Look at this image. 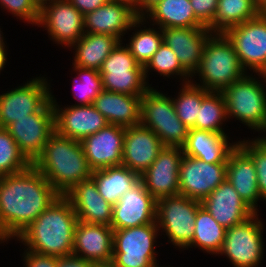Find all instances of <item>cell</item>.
I'll list each match as a JSON object with an SVG mask.
<instances>
[{
	"label": "cell",
	"instance_id": "6da1fadb",
	"mask_svg": "<svg viewBox=\"0 0 266 267\" xmlns=\"http://www.w3.org/2000/svg\"><path fill=\"white\" fill-rule=\"evenodd\" d=\"M59 196L32 164L24 171L0 176V236L7 243L15 239Z\"/></svg>",
	"mask_w": 266,
	"mask_h": 267
},
{
	"label": "cell",
	"instance_id": "7a4b0ae2",
	"mask_svg": "<svg viewBox=\"0 0 266 267\" xmlns=\"http://www.w3.org/2000/svg\"><path fill=\"white\" fill-rule=\"evenodd\" d=\"M78 222L70 200L60 195L15 239L42 255L63 257L73 254L74 232Z\"/></svg>",
	"mask_w": 266,
	"mask_h": 267
},
{
	"label": "cell",
	"instance_id": "3957f363",
	"mask_svg": "<svg viewBox=\"0 0 266 267\" xmlns=\"http://www.w3.org/2000/svg\"><path fill=\"white\" fill-rule=\"evenodd\" d=\"M32 165L60 195H65L79 182L91 178L93 171L88 165L81 142L56 131Z\"/></svg>",
	"mask_w": 266,
	"mask_h": 267
},
{
	"label": "cell",
	"instance_id": "277c9868",
	"mask_svg": "<svg viewBox=\"0 0 266 267\" xmlns=\"http://www.w3.org/2000/svg\"><path fill=\"white\" fill-rule=\"evenodd\" d=\"M246 72L238 59L231 41L224 33H213L205 44L201 64L194 76L199 82L194 84L207 91L222 92Z\"/></svg>",
	"mask_w": 266,
	"mask_h": 267
},
{
	"label": "cell",
	"instance_id": "5b68a950",
	"mask_svg": "<svg viewBox=\"0 0 266 267\" xmlns=\"http://www.w3.org/2000/svg\"><path fill=\"white\" fill-rule=\"evenodd\" d=\"M250 75L246 73L222 91L227 118L242 121L251 130L266 132V74H259L262 81Z\"/></svg>",
	"mask_w": 266,
	"mask_h": 267
},
{
	"label": "cell",
	"instance_id": "8992f818",
	"mask_svg": "<svg viewBox=\"0 0 266 267\" xmlns=\"http://www.w3.org/2000/svg\"><path fill=\"white\" fill-rule=\"evenodd\" d=\"M150 87L141 97L140 124L154 131L165 147L182 148L188 127L177 117L172 96Z\"/></svg>",
	"mask_w": 266,
	"mask_h": 267
},
{
	"label": "cell",
	"instance_id": "52a82bcc",
	"mask_svg": "<svg viewBox=\"0 0 266 267\" xmlns=\"http://www.w3.org/2000/svg\"><path fill=\"white\" fill-rule=\"evenodd\" d=\"M100 75L103 90L142 96L150 87L141 66L120 41L104 60Z\"/></svg>",
	"mask_w": 266,
	"mask_h": 267
},
{
	"label": "cell",
	"instance_id": "ba28073f",
	"mask_svg": "<svg viewBox=\"0 0 266 267\" xmlns=\"http://www.w3.org/2000/svg\"><path fill=\"white\" fill-rule=\"evenodd\" d=\"M159 233L157 223L114 230L111 264L114 267H151L157 262L154 247Z\"/></svg>",
	"mask_w": 266,
	"mask_h": 267
},
{
	"label": "cell",
	"instance_id": "9c48e42d",
	"mask_svg": "<svg viewBox=\"0 0 266 267\" xmlns=\"http://www.w3.org/2000/svg\"><path fill=\"white\" fill-rule=\"evenodd\" d=\"M200 206L201 201L180 194L157 200V226L176 248L183 250L192 242Z\"/></svg>",
	"mask_w": 266,
	"mask_h": 267
},
{
	"label": "cell",
	"instance_id": "30bf717a",
	"mask_svg": "<svg viewBox=\"0 0 266 267\" xmlns=\"http://www.w3.org/2000/svg\"><path fill=\"white\" fill-rule=\"evenodd\" d=\"M257 213L226 230L218 255H225L234 267H258L262 263L264 225Z\"/></svg>",
	"mask_w": 266,
	"mask_h": 267
},
{
	"label": "cell",
	"instance_id": "8fae6325",
	"mask_svg": "<svg viewBox=\"0 0 266 267\" xmlns=\"http://www.w3.org/2000/svg\"><path fill=\"white\" fill-rule=\"evenodd\" d=\"M47 77L31 78L24 85L0 94V127L7 128L15 119L39 112L52 98Z\"/></svg>",
	"mask_w": 266,
	"mask_h": 267
},
{
	"label": "cell",
	"instance_id": "7c38bea8",
	"mask_svg": "<svg viewBox=\"0 0 266 267\" xmlns=\"http://www.w3.org/2000/svg\"><path fill=\"white\" fill-rule=\"evenodd\" d=\"M224 34L231 41L246 72L249 69L258 76L266 74V18L257 15Z\"/></svg>",
	"mask_w": 266,
	"mask_h": 267
},
{
	"label": "cell",
	"instance_id": "4fadbf2b",
	"mask_svg": "<svg viewBox=\"0 0 266 267\" xmlns=\"http://www.w3.org/2000/svg\"><path fill=\"white\" fill-rule=\"evenodd\" d=\"M19 150L33 163L42 153L45 144L55 132V119L50 100L39 112L29 114L6 128Z\"/></svg>",
	"mask_w": 266,
	"mask_h": 267
},
{
	"label": "cell",
	"instance_id": "5bb4252c",
	"mask_svg": "<svg viewBox=\"0 0 266 267\" xmlns=\"http://www.w3.org/2000/svg\"><path fill=\"white\" fill-rule=\"evenodd\" d=\"M42 26L52 41L67 48L85 33L84 15L67 0H51L40 8L38 27Z\"/></svg>",
	"mask_w": 266,
	"mask_h": 267
},
{
	"label": "cell",
	"instance_id": "9a60e30c",
	"mask_svg": "<svg viewBox=\"0 0 266 267\" xmlns=\"http://www.w3.org/2000/svg\"><path fill=\"white\" fill-rule=\"evenodd\" d=\"M227 163H207L183 155L179 170V194L202 201L226 180Z\"/></svg>",
	"mask_w": 266,
	"mask_h": 267
},
{
	"label": "cell",
	"instance_id": "2e32d148",
	"mask_svg": "<svg viewBox=\"0 0 266 267\" xmlns=\"http://www.w3.org/2000/svg\"><path fill=\"white\" fill-rule=\"evenodd\" d=\"M180 147H164L150 167L141 174L146 190L156 199L179 194Z\"/></svg>",
	"mask_w": 266,
	"mask_h": 267
},
{
	"label": "cell",
	"instance_id": "e0dca14e",
	"mask_svg": "<svg viewBox=\"0 0 266 267\" xmlns=\"http://www.w3.org/2000/svg\"><path fill=\"white\" fill-rule=\"evenodd\" d=\"M156 210L157 200L140 181L113 205L110 226L118 230L156 223Z\"/></svg>",
	"mask_w": 266,
	"mask_h": 267
},
{
	"label": "cell",
	"instance_id": "ac0fdd59",
	"mask_svg": "<svg viewBox=\"0 0 266 267\" xmlns=\"http://www.w3.org/2000/svg\"><path fill=\"white\" fill-rule=\"evenodd\" d=\"M54 97L52 95L51 101L54 109L55 131L62 136L81 141L109 124L92 104L67 105L63 109L57 105Z\"/></svg>",
	"mask_w": 266,
	"mask_h": 267
},
{
	"label": "cell",
	"instance_id": "d6986e66",
	"mask_svg": "<svg viewBox=\"0 0 266 267\" xmlns=\"http://www.w3.org/2000/svg\"><path fill=\"white\" fill-rule=\"evenodd\" d=\"M125 127L108 124L80 142L92 170L122 163Z\"/></svg>",
	"mask_w": 266,
	"mask_h": 267
},
{
	"label": "cell",
	"instance_id": "ffe728a7",
	"mask_svg": "<svg viewBox=\"0 0 266 267\" xmlns=\"http://www.w3.org/2000/svg\"><path fill=\"white\" fill-rule=\"evenodd\" d=\"M163 42L176 54L182 67L193 76L198 70L206 42L213 34L207 27L162 29Z\"/></svg>",
	"mask_w": 266,
	"mask_h": 267
},
{
	"label": "cell",
	"instance_id": "44dd1931",
	"mask_svg": "<svg viewBox=\"0 0 266 267\" xmlns=\"http://www.w3.org/2000/svg\"><path fill=\"white\" fill-rule=\"evenodd\" d=\"M113 232L111 226L78 221L74 232L73 254L96 265L111 264Z\"/></svg>",
	"mask_w": 266,
	"mask_h": 267
},
{
	"label": "cell",
	"instance_id": "7402d4cb",
	"mask_svg": "<svg viewBox=\"0 0 266 267\" xmlns=\"http://www.w3.org/2000/svg\"><path fill=\"white\" fill-rule=\"evenodd\" d=\"M164 147L157 134L151 129L141 124L127 127L121 165L141 175L150 167Z\"/></svg>",
	"mask_w": 266,
	"mask_h": 267
},
{
	"label": "cell",
	"instance_id": "603a6c76",
	"mask_svg": "<svg viewBox=\"0 0 266 267\" xmlns=\"http://www.w3.org/2000/svg\"><path fill=\"white\" fill-rule=\"evenodd\" d=\"M201 206L226 229L245 221L255 213L227 180L204 198Z\"/></svg>",
	"mask_w": 266,
	"mask_h": 267
},
{
	"label": "cell",
	"instance_id": "cb8c5ba5",
	"mask_svg": "<svg viewBox=\"0 0 266 267\" xmlns=\"http://www.w3.org/2000/svg\"><path fill=\"white\" fill-rule=\"evenodd\" d=\"M138 18L130 6L109 0L95 11L84 15V32L108 34L122 41L123 36L130 31L131 25Z\"/></svg>",
	"mask_w": 266,
	"mask_h": 267
},
{
	"label": "cell",
	"instance_id": "d4e9b609",
	"mask_svg": "<svg viewBox=\"0 0 266 267\" xmlns=\"http://www.w3.org/2000/svg\"><path fill=\"white\" fill-rule=\"evenodd\" d=\"M65 196L70 200L78 221L110 226L113 205L99 194L92 178L79 182Z\"/></svg>",
	"mask_w": 266,
	"mask_h": 267
},
{
	"label": "cell",
	"instance_id": "484cf974",
	"mask_svg": "<svg viewBox=\"0 0 266 267\" xmlns=\"http://www.w3.org/2000/svg\"><path fill=\"white\" fill-rule=\"evenodd\" d=\"M226 180L254 212L259 211L257 202L262 198L258 189L255 164L238 144L228 155Z\"/></svg>",
	"mask_w": 266,
	"mask_h": 267
},
{
	"label": "cell",
	"instance_id": "4316f807",
	"mask_svg": "<svg viewBox=\"0 0 266 267\" xmlns=\"http://www.w3.org/2000/svg\"><path fill=\"white\" fill-rule=\"evenodd\" d=\"M141 97L103 90L92 105L109 124L127 128L140 124Z\"/></svg>",
	"mask_w": 266,
	"mask_h": 267
},
{
	"label": "cell",
	"instance_id": "83f0119b",
	"mask_svg": "<svg viewBox=\"0 0 266 267\" xmlns=\"http://www.w3.org/2000/svg\"><path fill=\"white\" fill-rule=\"evenodd\" d=\"M228 138L225 133L191 128L182 147L183 154L207 163H227L228 155L238 144V141L230 143Z\"/></svg>",
	"mask_w": 266,
	"mask_h": 267
},
{
	"label": "cell",
	"instance_id": "f1b7e54d",
	"mask_svg": "<svg viewBox=\"0 0 266 267\" xmlns=\"http://www.w3.org/2000/svg\"><path fill=\"white\" fill-rule=\"evenodd\" d=\"M99 194L111 205H115L126 191L141 181V175L124 165L105 167L92 171Z\"/></svg>",
	"mask_w": 266,
	"mask_h": 267
},
{
	"label": "cell",
	"instance_id": "f546056e",
	"mask_svg": "<svg viewBox=\"0 0 266 267\" xmlns=\"http://www.w3.org/2000/svg\"><path fill=\"white\" fill-rule=\"evenodd\" d=\"M120 40L108 34L84 33L71 47L74 49L73 66L100 71L104 60Z\"/></svg>",
	"mask_w": 266,
	"mask_h": 267
},
{
	"label": "cell",
	"instance_id": "4dcf8cb0",
	"mask_svg": "<svg viewBox=\"0 0 266 267\" xmlns=\"http://www.w3.org/2000/svg\"><path fill=\"white\" fill-rule=\"evenodd\" d=\"M142 18L161 29L204 27L196 18L190 0H161ZM147 18V19H146ZM153 23V24H152Z\"/></svg>",
	"mask_w": 266,
	"mask_h": 267
},
{
	"label": "cell",
	"instance_id": "1f68e13d",
	"mask_svg": "<svg viewBox=\"0 0 266 267\" xmlns=\"http://www.w3.org/2000/svg\"><path fill=\"white\" fill-rule=\"evenodd\" d=\"M226 230L204 207L200 206L195 217L193 240L185 249L194 246L211 255L218 254L222 248Z\"/></svg>",
	"mask_w": 266,
	"mask_h": 267
},
{
	"label": "cell",
	"instance_id": "d6a6232c",
	"mask_svg": "<svg viewBox=\"0 0 266 267\" xmlns=\"http://www.w3.org/2000/svg\"><path fill=\"white\" fill-rule=\"evenodd\" d=\"M257 15V0H218L217 11L213 18V33H225L228 29Z\"/></svg>",
	"mask_w": 266,
	"mask_h": 267
},
{
	"label": "cell",
	"instance_id": "836d02e7",
	"mask_svg": "<svg viewBox=\"0 0 266 267\" xmlns=\"http://www.w3.org/2000/svg\"><path fill=\"white\" fill-rule=\"evenodd\" d=\"M144 21V18L139 17L131 25L130 31L133 29L134 31H137L133 32L129 39L130 42L126 44L130 53L141 66H145L148 63L163 42L162 29L159 27L155 28V26L151 28L149 26L148 28L143 29L141 28L142 25L146 24ZM136 27H140L141 29L138 30Z\"/></svg>",
	"mask_w": 266,
	"mask_h": 267
},
{
	"label": "cell",
	"instance_id": "e575fe53",
	"mask_svg": "<svg viewBox=\"0 0 266 267\" xmlns=\"http://www.w3.org/2000/svg\"><path fill=\"white\" fill-rule=\"evenodd\" d=\"M226 120L228 121L227 110L222 92L210 91L202 99L193 128L215 133H225L222 125Z\"/></svg>",
	"mask_w": 266,
	"mask_h": 267
},
{
	"label": "cell",
	"instance_id": "d590c367",
	"mask_svg": "<svg viewBox=\"0 0 266 267\" xmlns=\"http://www.w3.org/2000/svg\"><path fill=\"white\" fill-rule=\"evenodd\" d=\"M182 88L177 94V98H172V102L181 122L191 129L195 126L196 117L202 104V99L210 92L194 82L181 83ZM179 95V96H178Z\"/></svg>",
	"mask_w": 266,
	"mask_h": 267
},
{
	"label": "cell",
	"instance_id": "8d00e7d4",
	"mask_svg": "<svg viewBox=\"0 0 266 267\" xmlns=\"http://www.w3.org/2000/svg\"><path fill=\"white\" fill-rule=\"evenodd\" d=\"M154 70L163 77L179 76L183 83L190 82L192 76L182 67L176 54L171 48L162 42L159 49L153 54L148 63L144 66L145 77L148 82V72ZM190 77V78H189Z\"/></svg>",
	"mask_w": 266,
	"mask_h": 267
},
{
	"label": "cell",
	"instance_id": "74e56055",
	"mask_svg": "<svg viewBox=\"0 0 266 267\" xmlns=\"http://www.w3.org/2000/svg\"><path fill=\"white\" fill-rule=\"evenodd\" d=\"M77 73L73 80V95L78 99L75 105H91L94 99L103 91L100 72L94 69L72 67ZM77 92V93H75Z\"/></svg>",
	"mask_w": 266,
	"mask_h": 267
},
{
	"label": "cell",
	"instance_id": "f35d334b",
	"mask_svg": "<svg viewBox=\"0 0 266 267\" xmlns=\"http://www.w3.org/2000/svg\"><path fill=\"white\" fill-rule=\"evenodd\" d=\"M31 164L8 130L0 127V176L24 171Z\"/></svg>",
	"mask_w": 266,
	"mask_h": 267
},
{
	"label": "cell",
	"instance_id": "ab89813d",
	"mask_svg": "<svg viewBox=\"0 0 266 267\" xmlns=\"http://www.w3.org/2000/svg\"><path fill=\"white\" fill-rule=\"evenodd\" d=\"M238 145L252 158L260 196L266 201V140L263 137L239 140Z\"/></svg>",
	"mask_w": 266,
	"mask_h": 267
},
{
	"label": "cell",
	"instance_id": "60d3db41",
	"mask_svg": "<svg viewBox=\"0 0 266 267\" xmlns=\"http://www.w3.org/2000/svg\"><path fill=\"white\" fill-rule=\"evenodd\" d=\"M0 5L19 20L35 26L39 23L40 8L33 0H0Z\"/></svg>",
	"mask_w": 266,
	"mask_h": 267
},
{
	"label": "cell",
	"instance_id": "b9f144b4",
	"mask_svg": "<svg viewBox=\"0 0 266 267\" xmlns=\"http://www.w3.org/2000/svg\"><path fill=\"white\" fill-rule=\"evenodd\" d=\"M197 20L213 32V18L217 11L218 0H190Z\"/></svg>",
	"mask_w": 266,
	"mask_h": 267
},
{
	"label": "cell",
	"instance_id": "7bdbcfd3",
	"mask_svg": "<svg viewBox=\"0 0 266 267\" xmlns=\"http://www.w3.org/2000/svg\"><path fill=\"white\" fill-rule=\"evenodd\" d=\"M22 258L25 267H57V257L55 256L24 250Z\"/></svg>",
	"mask_w": 266,
	"mask_h": 267
},
{
	"label": "cell",
	"instance_id": "ee69618b",
	"mask_svg": "<svg viewBox=\"0 0 266 267\" xmlns=\"http://www.w3.org/2000/svg\"><path fill=\"white\" fill-rule=\"evenodd\" d=\"M57 267H96V264L72 254L57 257Z\"/></svg>",
	"mask_w": 266,
	"mask_h": 267
},
{
	"label": "cell",
	"instance_id": "f6af8a7d",
	"mask_svg": "<svg viewBox=\"0 0 266 267\" xmlns=\"http://www.w3.org/2000/svg\"><path fill=\"white\" fill-rule=\"evenodd\" d=\"M76 7L82 15L95 11L98 7L106 4L109 0H67Z\"/></svg>",
	"mask_w": 266,
	"mask_h": 267
},
{
	"label": "cell",
	"instance_id": "bcb514c9",
	"mask_svg": "<svg viewBox=\"0 0 266 267\" xmlns=\"http://www.w3.org/2000/svg\"><path fill=\"white\" fill-rule=\"evenodd\" d=\"M161 0H137V16L142 18L153 6Z\"/></svg>",
	"mask_w": 266,
	"mask_h": 267
},
{
	"label": "cell",
	"instance_id": "7dc6e473",
	"mask_svg": "<svg viewBox=\"0 0 266 267\" xmlns=\"http://www.w3.org/2000/svg\"><path fill=\"white\" fill-rule=\"evenodd\" d=\"M6 45H0V73L6 67L7 62V51H6Z\"/></svg>",
	"mask_w": 266,
	"mask_h": 267
},
{
	"label": "cell",
	"instance_id": "c3c4849f",
	"mask_svg": "<svg viewBox=\"0 0 266 267\" xmlns=\"http://www.w3.org/2000/svg\"><path fill=\"white\" fill-rule=\"evenodd\" d=\"M258 15L266 18V0H258Z\"/></svg>",
	"mask_w": 266,
	"mask_h": 267
},
{
	"label": "cell",
	"instance_id": "681fc988",
	"mask_svg": "<svg viewBox=\"0 0 266 267\" xmlns=\"http://www.w3.org/2000/svg\"><path fill=\"white\" fill-rule=\"evenodd\" d=\"M110 1L124 3L128 6H130L131 8H133L135 10V13L137 15V0H110Z\"/></svg>",
	"mask_w": 266,
	"mask_h": 267
},
{
	"label": "cell",
	"instance_id": "f907efd6",
	"mask_svg": "<svg viewBox=\"0 0 266 267\" xmlns=\"http://www.w3.org/2000/svg\"><path fill=\"white\" fill-rule=\"evenodd\" d=\"M35 4L41 8L44 4L49 3L51 0H33Z\"/></svg>",
	"mask_w": 266,
	"mask_h": 267
},
{
	"label": "cell",
	"instance_id": "816d5d0a",
	"mask_svg": "<svg viewBox=\"0 0 266 267\" xmlns=\"http://www.w3.org/2000/svg\"><path fill=\"white\" fill-rule=\"evenodd\" d=\"M2 34H3V33H2V31H1V29H0V45H5V41H3V40H4V37H3Z\"/></svg>",
	"mask_w": 266,
	"mask_h": 267
},
{
	"label": "cell",
	"instance_id": "f5cc1de1",
	"mask_svg": "<svg viewBox=\"0 0 266 267\" xmlns=\"http://www.w3.org/2000/svg\"><path fill=\"white\" fill-rule=\"evenodd\" d=\"M96 267H114L112 264L96 265Z\"/></svg>",
	"mask_w": 266,
	"mask_h": 267
},
{
	"label": "cell",
	"instance_id": "db71d44e",
	"mask_svg": "<svg viewBox=\"0 0 266 267\" xmlns=\"http://www.w3.org/2000/svg\"><path fill=\"white\" fill-rule=\"evenodd\" d=\"M151 267H162V266H159V264L156 262V263L152 264Z\"/></svg>",
	"mask_w": 266,
	"mask_h": 267
},
{
	"label": "cell",
	"instance_id": "11a10c76",
	"mask_svg": "<svg viewBox=\"0 0 266 267\" xmlns=\"http://www.w3.org/2000/svg\"><path fill=\"white\" fill-rule=\"evenodd\" d=\"M0 242H1V244L5 242L1 236H0Z\"/></svg>",
	"mask_w": 266,
	"mask_h": 267
}]
</instances>
